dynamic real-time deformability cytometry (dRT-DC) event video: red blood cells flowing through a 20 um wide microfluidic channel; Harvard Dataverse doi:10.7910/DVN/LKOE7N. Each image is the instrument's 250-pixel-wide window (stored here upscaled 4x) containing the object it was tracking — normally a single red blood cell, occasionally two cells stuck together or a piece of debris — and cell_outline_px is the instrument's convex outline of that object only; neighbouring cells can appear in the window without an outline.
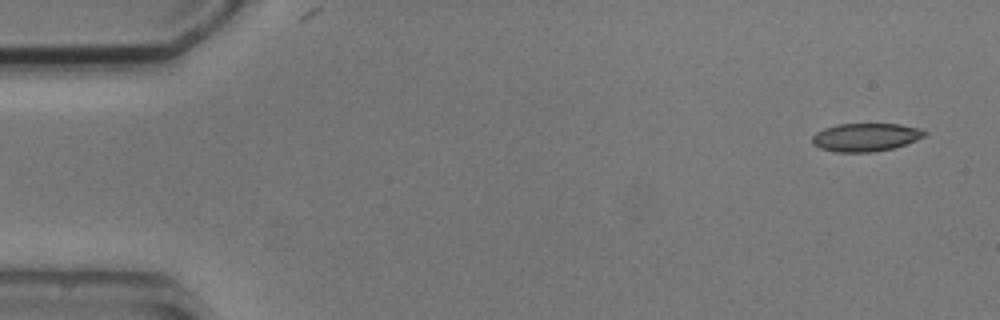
{"species": "common noctule bat (a hibernating species)", "species_latin": "Nyctalus noctula", "temperature_condition": "cold", "stored_images_in_passage": 7, "camera_frame_rate_fps": 3000, "um_per_image_px": 0.085, "animal": {"sex": "male", "body_mass_g": 20.5, "forearm_length_mm": 52.5}, "frame": {"image": 1, "passage_image": 1, "time_ms": 0.0, "image_size_px": [1000, 320], "cell_outline_px": [[928, 136], [892, 148], [872, 152], [836, 152], [820, 148], [812, 144], [812, 136], [816, 132], [824, 128], [836, 124], [900, 124], [920, 128], [928, 132]], "centroid_in_image_um": [73.59, 11.66], "position_along_channel_um": 11.4, "area_um2": 18.55}}
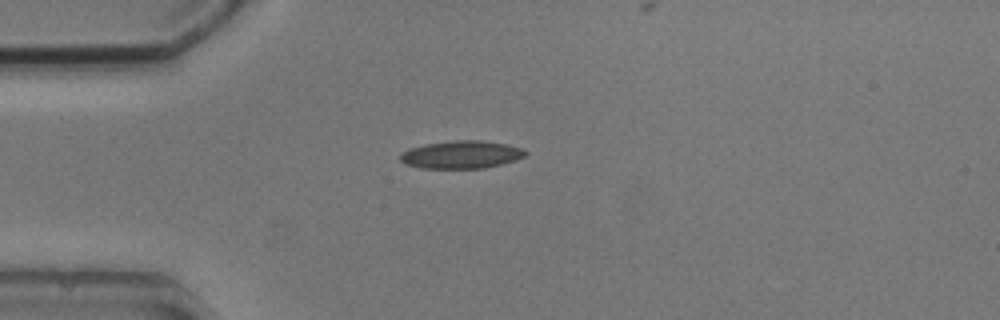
{"frame": {"image": 2, "passage_image": 4, "time_ms": 3.667, "image_size_px": [1000, 320], "cell_outline_px": [[528, 152], [524, 156], [516, 160], [484, 168], [420, 168], [404, 164], [400, 160], [400, 152], [408, 148], [424, 144], [456, 140], [480, 140], [504, 144], [520, 148]], "centroid_in_image_um": [39.15, 13.14], "position_along_channel_um": 45.9, "area_um2": 20.23}}